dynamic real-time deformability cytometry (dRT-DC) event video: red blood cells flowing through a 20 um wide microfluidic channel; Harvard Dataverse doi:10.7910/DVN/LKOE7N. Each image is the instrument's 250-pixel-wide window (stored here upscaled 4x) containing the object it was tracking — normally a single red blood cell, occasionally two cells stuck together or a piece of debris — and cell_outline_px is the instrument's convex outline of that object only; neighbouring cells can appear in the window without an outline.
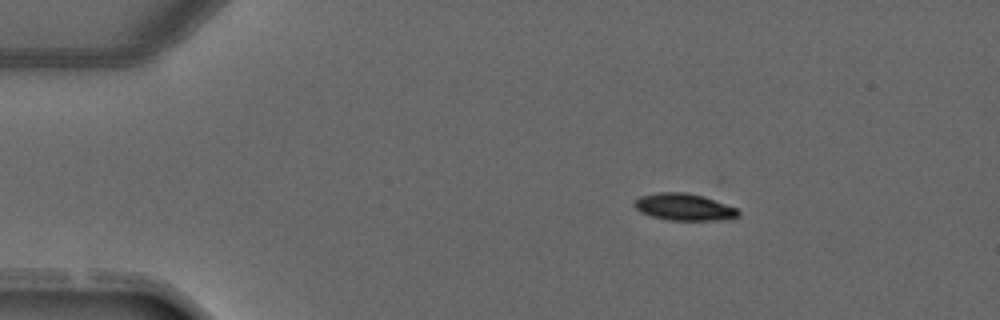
{"species": "common noctule bat (a hibernating species)", "species_latin": "Nyctalus noctula", "temperature_condition": "warm", "stored_images_in_passage": 3, "camera_frame_rate_fps": 3000, "um_per_image_px": 0.085, "animal": {"sex": "male", "forearm_length_mm": 52.5}, "frame": {"image": 1, "passage_image": 1, "time_ms": 0.0, "image_size_px": [1000, 320], "cell_outline_px": [[740, 216], [732, 220], [668, 220], [652, 216], [640, 212], [632, 204], [640, 196], [660, 192], [684, 192], [704, 196], [736, 208], [740, 212]], "centroid_in_image_um": [58.18, 17.6], "position_along_channel_um": 26.8, "area_um2": 16.42}}
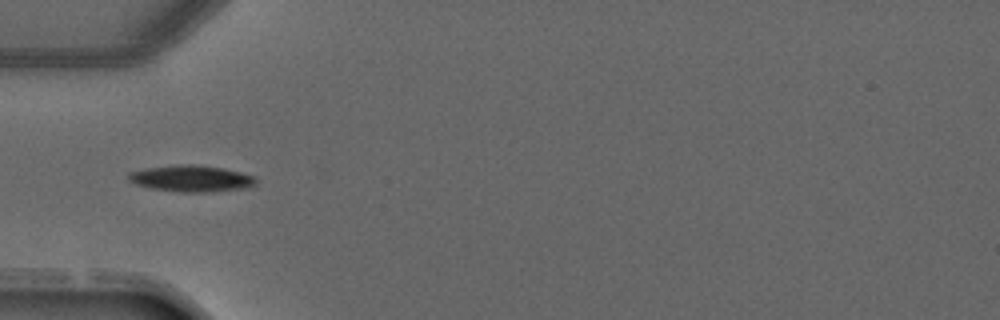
{"frame": {"image": 2, "passage_image": 3, "time_ms": 2.333, "image_size_px": [1000, 320], "cell_outline_px": [[256, 184], [248, 188], [208, 192], [184, 192], [152, 188], [136, 184], [128, 180], [128, 172], [148, 168], [180, 164], [192, 164], [224, 168], [256, 176]], "centroid_in_image_um": [16.3, 15.17], "position_along_channel_um": 68.7, "area_um2": 19.59}}